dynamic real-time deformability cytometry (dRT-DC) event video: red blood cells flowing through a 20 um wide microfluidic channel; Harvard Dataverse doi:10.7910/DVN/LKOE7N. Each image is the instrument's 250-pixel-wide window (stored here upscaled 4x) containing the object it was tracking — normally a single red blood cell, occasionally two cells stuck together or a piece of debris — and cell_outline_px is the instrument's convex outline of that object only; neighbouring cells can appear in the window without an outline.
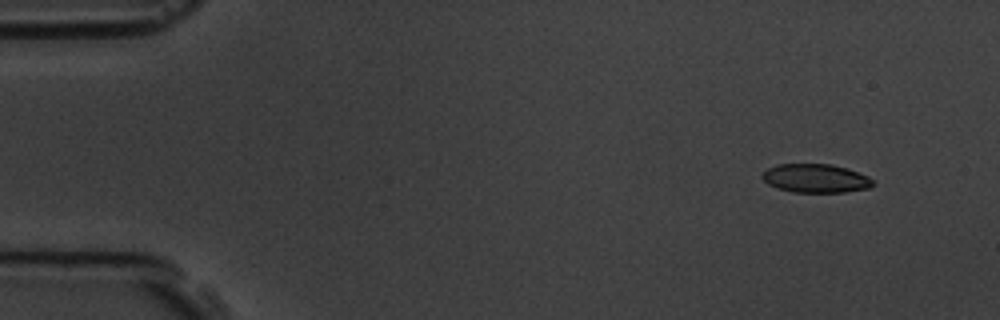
{"species": "common noctule bat (a hibernating species)", "species_latin": "Nyctalus noctula", "temperature_condition": "room temperature", "stored_images_in_passage": 4, "camera_frame_rate_fps": 3000, "um_per_image_px": 0.085, "animal": {"sex": "male", "body_mass_g": 19.5, "forearm_length_mm": 54.6}, "frame": {"image": 1, "passage_image": 1, "time_ms": 0.0, "image_size_px": [1000, 320], "cell_outline_px": [[876, 184], [868, 188], [844, 192], [792, 192], [776, 188], [768, 184], [760, 176], [768, 168], [776, 164], [832, 164], [868, 176]], "centroid_in_image_um": [69.3, 15.16], "position_along_channel_um": 15.7, "area_um2": 18.44}}
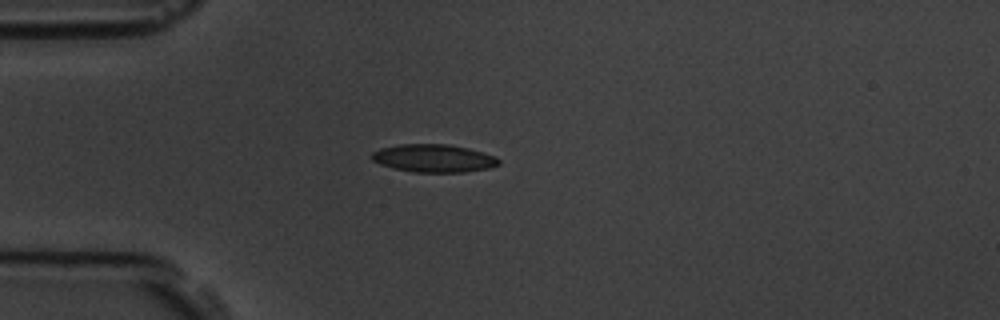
{"frame": {"image": 2, "passage_image": 3, "time_ms": 3.333, "image_size_px": [1000, 320], "cell_outline_px": [[500, 164], [488, 168], [464, 172], [412, 172], [392, 168], [380, 164], [372, 160], [372, 152], [380, 148], [400, 144], [448, 144], [468, 148], [484, 152], [496, 156], [500, 160]], "centroid_in_image_um": [36.87, 13.45], "position_along_channel_um": 48.1, "area_um2": 20.75}}